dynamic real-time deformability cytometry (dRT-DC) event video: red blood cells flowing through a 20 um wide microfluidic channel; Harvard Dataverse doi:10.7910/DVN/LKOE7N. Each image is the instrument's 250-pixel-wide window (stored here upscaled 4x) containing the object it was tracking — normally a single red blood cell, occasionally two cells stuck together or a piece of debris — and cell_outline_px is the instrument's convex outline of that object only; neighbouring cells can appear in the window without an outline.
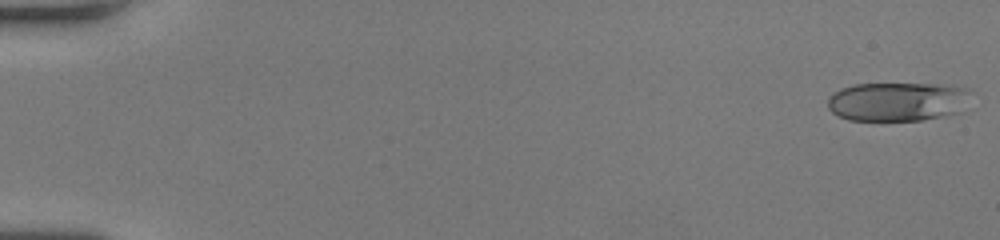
{"species": "human", "species_latin": "Homo sapiens", "temperature_condition": "room temperature", "stored_images_in_passage": 33, "camera_frame_rate_fps": 3000, "um_per_image_px": 0.085, "donor": {"sex": "female"}, "frame": {"image": 1, "passage_image": 1, "time_ms": 0.0, "image_size_px": [1000, 240], "cell_outline_px": [[968, 88], [960, 112], [944, 116], [924, 120], [848, 120], [832, 112], [828, 108], [828, 100], [832, 92], [840, 88], [856, 84], [936, 84]], "centroid_in_image_um": [76.2, 8.64], "position_along_channel_um": 8.8, "area_um2": 32.14}}
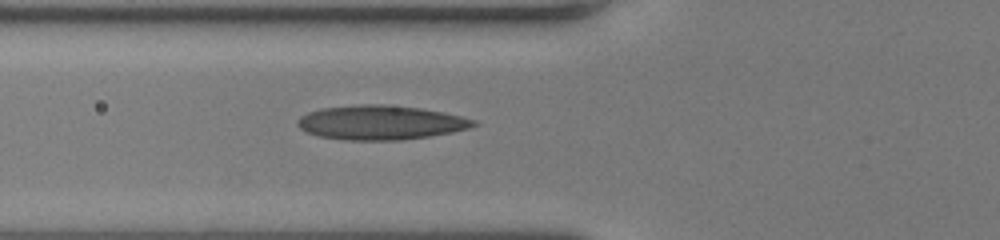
{"frame": {"image": 2, "passage_image": 21, "time_ms": 6.667, "image_size_px": [1000, 240], "cell_outline_px": [[480, 124], [468, 128], [452, 132], [428, 136], [400, 140], [348, 140], [320, 136], [308, 132], [300, 128], [296, 124], [296, 120], [300, 116], [308, 112], [320, 108], [360, 104], [384, 104], [420, 108], [444, 112], [476, 120]], "centroid_in_image_um": [32.35, 10.4], "position_along_channel_um": 93.5, "area_um2": 35.2}}
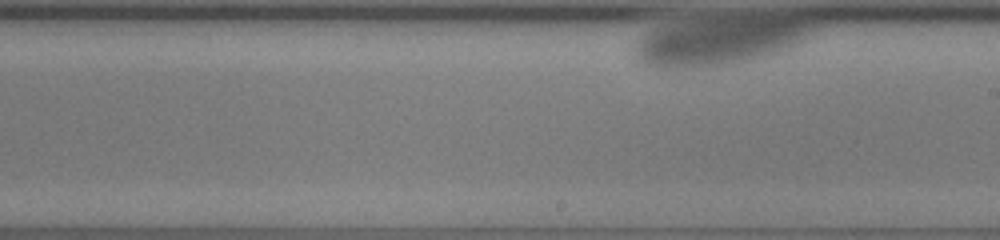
{"frame": {"image": 3, "passage_image": 33, "time_ms": 10.667, "image_size_px": [1000, 240], "cell_outline_px": [[820, 24], [800, 44], [788, 52], [740, 64], [696, 68], [656, 68], [644, 64], [636, 60], [632, 52], [632, 48], [636, 40], [644, 32], [652, 28], [676, 24], [716, 20], [812, 20]], "centroid_in_image_um": [61.12, 3.6], "position_along_channel_um": 227.9, "area_um2": 49.65}}